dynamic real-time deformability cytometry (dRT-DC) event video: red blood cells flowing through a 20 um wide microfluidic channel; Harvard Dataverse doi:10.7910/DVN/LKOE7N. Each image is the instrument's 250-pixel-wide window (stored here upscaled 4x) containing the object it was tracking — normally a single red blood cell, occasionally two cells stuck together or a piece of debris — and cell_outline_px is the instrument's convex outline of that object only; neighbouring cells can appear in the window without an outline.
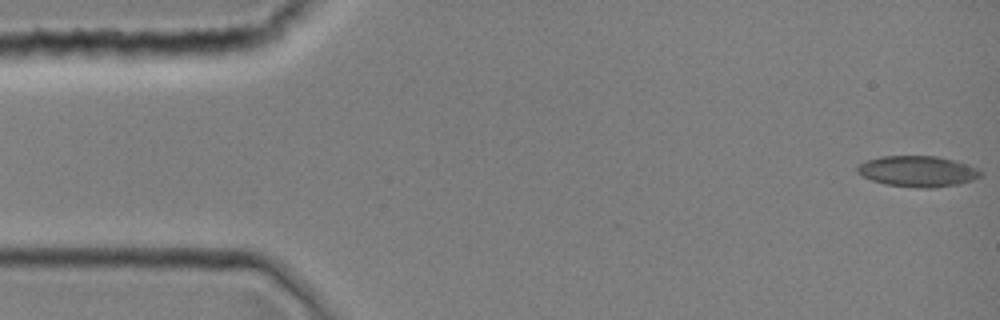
{"species": "common noctule bat (a hibernating species)", "species_latin": "Nyctalus noctula", "temperature_condition": "room temperature", "stored_images_in_passage": 1, "camera_frame_rate_fps": 3000, "um_per_image_px": 0.085, "animal": {"sex": "female", "body_mass_g": 19.0, "forearm_length_mm": 51.5}, "frame": {"image": 1, "passage_image": 1, "time_ms": 0.0, "image_size_px": [1000, 320], "cell_outline_px": [[980, 176], [972, 180], [956, 184], [932, 188], [924, 188], [884, 184], [872, 180], [856, 172], [856, 168], [860, 164], [868, 160], [884, 156], [936, 156], [952, 160], [976, 168], [980, 172]], "centroid_in_image_um": [77.96, 14.56], "position_along_channel_um": 7.0, "area_um2": 21.68}}